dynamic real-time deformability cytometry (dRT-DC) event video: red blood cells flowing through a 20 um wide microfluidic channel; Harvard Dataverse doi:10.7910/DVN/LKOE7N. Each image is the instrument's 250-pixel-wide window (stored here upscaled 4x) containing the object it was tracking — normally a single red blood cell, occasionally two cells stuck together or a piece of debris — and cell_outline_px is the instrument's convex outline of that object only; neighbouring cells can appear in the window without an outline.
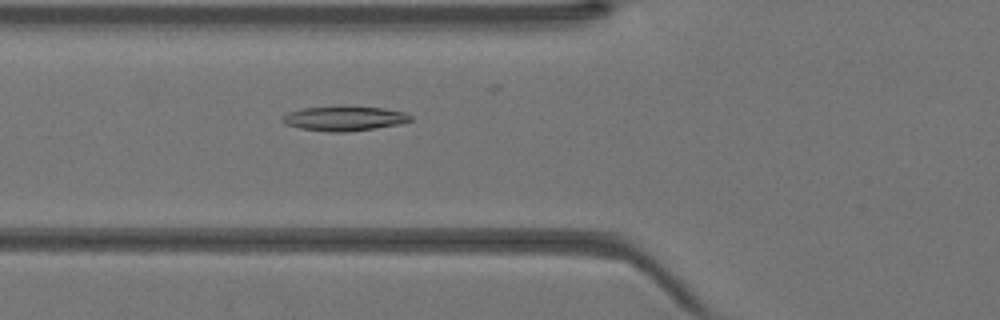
{"species": "Egyptian fruit bat (a non-hibernating species)", "species_latin": "Rousettus aegyptiacus", "temperature_condition": "warm", "stored_images_in_passage": 30, "camera_frame_rate_fps": 3000, "um_per_image_px": 0.085, "animal": {"sex": "female"}, "frame": {"image": 1, "passage_image": 3, "time_ms": 0.667, "image_size_px": [1000, 320], "cell_outline_px": [[412, 120], [400, 124], [376, 128], [344, 132], [332, 132], [300, 128], [284, 124], [280, 120], [280, 116], [288, 112], [304, 108], [340, 104], [384, 108], [404, 112], [412, 116]], "centroid_in_image_um": [29.23, 10.03], "position_along_channel_um": 96.6, "area_um2": 19.02}}
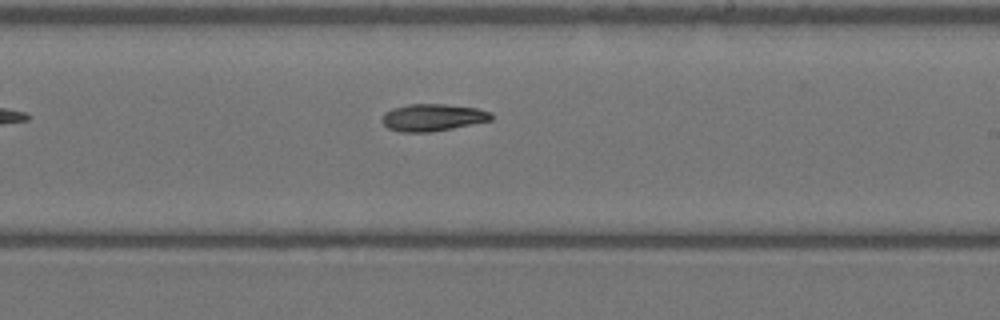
{"frame": {"image": 2, "passage_image": 13, "time_ms": 4.0, "image_size_px": [1000, 320], "cell_outline_px": [[492, 120], [432, 132], [400, 132], [388, 128], [380, 120], [384, 112], [392, 108], [408, 104], [444, 104], [476, 108], [492, 112]], "centroid_in_image_um": [36.74, 9.98], "position_along_channel_um": 252.3, "area_um2": 17.34}}
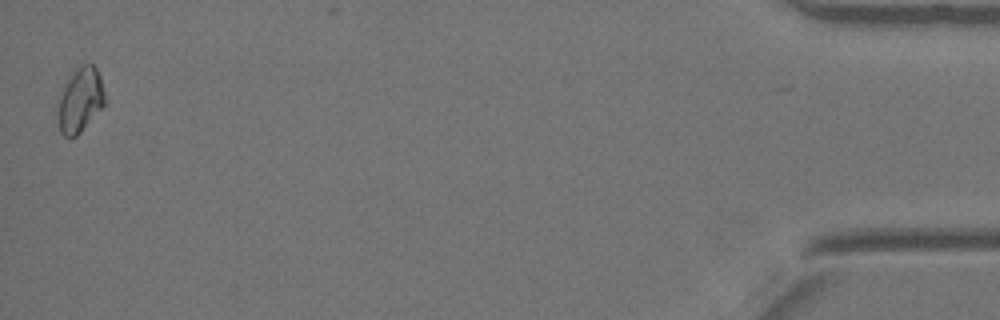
{"frame": {"image": 3, "passage_image": 30, "time_ms": 9.667, "image_size_px": [1000, 320], "cell_outline_px": [[104, 104], [80, 132], [76, 136], [64, 136], [60, 132], [60, 96], [72, 72], [80, 64], [92, 64], [96, 68], [100, 76], [104, 92]], "centroid_in_image_um": [6.85, 8.46], "position_along_channel_um": 428.4, "area_um2": 16.82}}